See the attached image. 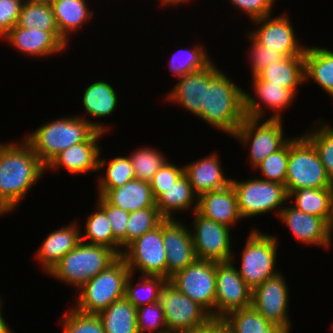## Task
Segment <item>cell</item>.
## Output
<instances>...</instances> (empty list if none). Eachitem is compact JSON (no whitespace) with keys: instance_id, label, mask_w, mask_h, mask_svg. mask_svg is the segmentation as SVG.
Instances as JSON below:
<instances>
[{"instance_id":"obj_31","label":"cell","mask_w":333,"mask_h":333,"mask_svg":"<svg viewBox=\"0 0 333 333\" xmlns=\"http://www.w3.org/2000/svg\"><path fill=\"white\" fill-rule=\"evenodd\" d=\"M288 199L293 206L314 216L323 218L328 224L332 219L333 188H304L292 191Z\"/></svg>"},{"instance_id":"obj_54","label":"cell","mask_w":333,"mask_h":333,"mask_svg":"<svg viewBox=\"0 0 333 333\" xmlns=\"http://www.w3.org/2000/svg\"><path fill=\"white\" fill-rule=\"evenodd\" d=\"M329 226H330L331 234H332V236H333V205H332V219H331V221H330Z\"/></svg>"},{"instance_id":"obj_13","label":"cell","mask_w":333,"mask_h":333,"mask_svg":"<svg viewBox=\"0 0 333 333\" xmlns=\"http://www.w3.org/2000/svg\"><path fill=\"white\" fill-rule=\"evenodd\" d=\"M192 215L193 230L190 229V232L197 258L215 262L231 261L235 253L231 249L230 227L206 218L197 211Z\"/></svg>"},{"instance_id":"obj_56","label":"cell","mask_w":333,"mask_h":333,"mask_svg":"<svg viewBox=\"0 0 333 333\" xmlns=\"http://www.w3.org/2000/svg\"><path fill=\"white\" fill-rule=\"evenodd\" d=\"M181 333H204V327H202L200 330L198 331H193V332H181Z\"/></svg>"},{"instance_id":"obj_1","label":"cell","mask_w":333,"mask_h":333,"mask_svg":"<svg viewBox=\"0 0 333 333\" xmlns=\"http://www.w3.org/2000/svg\"><path fill=\"white\" fill-rule=\"evenodd\" d=\"M46 166L23 138L0 144V216L10 214L37 184Z\"/></svg>"},{"instance_id":"obj_39","label":"cell","mask_w":333,"mask_h":333,"mask_svg":"<svg viewBox=\"0 0 333 333\" xmlns=\"http://www.w3.org/2000/svg\"><path fill=\"white\" fill-rule=\"evenodd\" d=\"M222 319L233 333H264L273 325L252 306L232 311Z\"/></svg>"},{"instance_id":"obj_23","label":"cell","mask_w":333,"mask_h":333,"mask_svg":"<svg viewBox=\"0 0 333 333\" xmlns=\"http://www.w3.org/2000/svg\"><path fill=\"white\" fill-rule=\"evenodd\" d=\"M75 222L50 232L38 248L35 257L47 275L63 256L81 242L80 227Z\"/></svg>"},{"instance_id":"obj_38","label":"cell","mask_w":333,"mask_h":333,"mask_svg":"<svg viewBox=\"0 0 333 333\" xmlns=\"http://www.w3.org/2000/svg\"><path fill=\"white\" fill-rule=\"evenodd\" d=\"M93 211L84 224V234L81 231V241L93 245H101L113 249V233L110 221L105 211L96 203ZM87 240V241H86Z\"/></svg>"},{"instance_id":"obj_16","label":"cell","mask_w":333,"mask_h":333,"mask_svg":"<svg viewBox=\"0 0 333 333\" xmlns=\"http://www.w3.org/2000/svg\"><path fill=\"white\" fill-rule=\"evenodd\" d=\"M285 277L280 273L265 280L252 290V307L272 324L291 331L288 315L289 291Z\"/></svg>"},{"instance_id":"obj_34","label":"cell","mask_w":333,"mask_h":333,"mask_svg":"<svg viewBox=\"0 0 333 333\" xmlns=\"http://www.w3.org/2000/svg\"><path fill=\"white\" fill-rule=\"evenodd\" d=\"M133 275L130 273L127 278L124 297L136 308L158 302L160 292L168 279L159 275H141L143 279L135 285L132 281Z\"/></svg>"},{"instance_id":"obj_42","label":"cell","mask_w":333,"mask_h":333,"mask_svg":"<svg viewBox=\"0 0 333 333\" xmlns=\"http://www.w3.org/2000/svg\"><path fill=\"white\" fill-rule=\"evenodd\" d=\"M97 204L105 211L113 233V250L120 256L126 248L127 222L130 213L111 205L103 196L98 195Z\"/></svg>"},{"instance_id":"obj_4","label":"cell","mask_w":333,"mask_h":333,"mask_svg":"<svg viewBox=\"0 0 333 333\" xmlns=\"http://www.w3.org/2000/svg\"><path fill=\"white\" fill-rule=\"evenodd\" d=\"M119 257L120 255L113 249L81 241L61 258L49 275L79 290Z\"/></svg>"},{"instance_id":"obj_40","label":"cell","mask_w":333,"mask_h":333,"mask_svg":"<svg viewBox=\"0 0 333 333\" xmlns=\"http://www.w3.org/2000/svg\"><path fill=\"white\" fill-rule=\"evenodd\" d=\"M135 173V178L150 182L154 174L167 161L159 150L150 147H140L128 155Z\"/></svg>"},{"instance_id":"obj_48","label":"cell","mask_w":333,"mask_h":333,"mask_svg":"<svg viewBox=\"0 0 333 333\" xmlns=\"http://www.w3.org/2000/svg\"><path fill=\"white\" fill-rule=\"evenodd\" d=\"M184 174V166L175 165L169 160L154 174L150 188L155 200Z\"/></svg>"},{"instance_id":"obj_36","label":"cell","mask_w":333,"mask_h":333,"mask_svg":"<svg viewBox=\"0 0 333 333\" xmlns=\"http://www.w3.org/2000/svg\"><path fill=\"white\" fill-rule=\"evenodd\" d=\"M106 160V158L99 156L98 170L100 171L106 166L107 168L104 170L106 174H101L100 179H97V188H118L135 179L134 169L129 156L113 157L109 163Z\"/></svg>"},{"instance_id":"obj_11","label":"cell","mask_w":333,"mask_h":333,"mask_svg":"<svg viewBox=\"0 0 333 333\" xmlns=\"http://www.w3.org/2000/svg\"><path fill=\"white\" fill-rule=\"evenodd\" d=\"M159 302L165 313L168 333L198 331L212 320L202 306L179 292L169 282L161 290Z\"/></svg>"},{"instance_id":"obj_37","label":"cell","mask_w":333,"mask_h":333,"mask_svg":"<svg viewBox=\"0 0 333 333\" xmlns=\"http://www.w3.org/2000/svg\"><path fill=\"white\" fill-rule=\"evenodd\" d=\"M204 45H195L191 49L180 48L172 54L169 61V69L171 74L179 78L183 75L189 74L206 68L212 60L208 56ZM185 57V58H184Z\"/></svg>"},{"instance_id":"obj_45","label":"cell","mask_w":333,"mask_h":333,"mask_svg":"<svg viewBox=\"0 0 333 333\" xmlns=\"http://www.w3.org/2000/svg\"><path fill=\"white\" fill-rule=\"evenodd\" d=\"M289 157V141L278 151L271 153L254 169H259L264 178L259 179L285 185Z\"/></svg>"},{"instance_id":"obj_8","label":"cell","mask_w":333,"mask_h":333,"mask_svg":"<svg viewBox=\"0 0 333 333\" xmlns=\"http://www.w3.org/2000/svg\"><path fill=\"white\" fill-rule=\"evenodd\" d=\"M235 190L238 209L242 219L275 211L277 218L285 203L289 201L285 185L259 178L236 181L231 179ZM277 211H276V210Z\"/></svg>"},{"instance_id":"obj_26","label":"cell","mask_w":333,"mask_h":333,"mask_svg":"<svg viewBox=\"0 0 333 333\" xmlns=\"http://www.w3.org/2000/svg\"><path fill=\"white\" fill-rule=\"evenodd\" d=\"M97 192L111 205L129 213L148 207H156L150 183L136 178L118 188H98Z\"/></svg>"},{"instance_id":"obj_25","label":"cell","mask_w":333,"mask_h":333,"mask_svg":"<svg viewBox=\"0 0 333 333\" xmlns=\"http://www.w3.org/2000/svg\"><path fill=\"white\" fill-rule=\"evenodd\" d=\"M179 78L164 100L179 104L193 115L198 116L204 104L205 87L209 84V65Z\"/></svg>"},{"instance_id":"obj_20","label":"cell","mask_w":333,"mask_h":333,"mask_svg":"<svg viewBox=\"0 0 333 333\" xmlns=\"http://www.w3.org/2000/svg\"><path fill=\"white\" fill-rule=\"evenodd\" d=\"M278 218L302 244L331 247L333 237L330 226L323 218L307 214L292 204L284 206Z\"/></svg>"},{"instance_id":"obj_35","label":"cell","mask_w":333,"mask_h":333,"mask_svg":"<svg viewBox=\"0 0 333 333\" xmlns=\"http://www.w3.org/2000/svg\"><path fill=\"white\" fill-rule=\"evenodd\" d=\"M17 25L26 29L59 31L50 3L24 0Z\"/></svg>"},{"instance_id":"obj_51","label":"cell","mask_w":333,"mask_h":333,"mask_svg":"<svg viewBox=\"0 0 333 333\" xmlns=\"http://www.w3.org/2000/svg\"><path fill=\"white\" fill-rule=\"evenodd\" d=\"M0 298V333H13L12 330L9 328L8 323L4 319V316L2 315V305L3 303L1 302ZM15 333V332H14Z\"/></svg>"},{"instance_id":"obj_29","label":"cell","mask_w":333,"mask_h":333,"mask_svg":"<svg viewBox=\"0 0 333 333\" xmlns=\"http://www.w3.org/2000/svg\"><path fill=\"white\" fill-rule=\"evenodd\" d=\"M256 76L261 81L290 89L296 95L298 86L305 82L304 56L285 57L277 63L268 65Z\"/></svg>"},{"instance_id":"obj_33","label":"cell","mask_w":333,"mask_h":333,"mask_svg":"<svg viewBox=\"0 0 333 333\" xmlns=\"http://www.w3.org/2000/svg\"><path fill=\"white\" fill-rule=\"evenodd\" d=\"M105 333H138L137 308L125 297L98 314Z\"/></svg>"},{"instance_id":"obj_27","label":"cell","mask_w":333,"mask_h":333,"mask_svg":"<svg viewBox=\"0 0 333 333\" xmlns=\"http://www.w3.org/2000/svg\"><path fill=\"white\" fill-rule=\"evenodd\" d=\"M305 83L314 81L333 98V51L325 47L307 46L304 52Z\"/></svg>"},{"instance_id":"obj_7","label":"cell","mask_w":333,"mask_h":333,"mask_svg":"<svg viewBox=\"0 0 333 333\" xmlns=\"http://www.w3.org/2000/svg\"><path fill=\"white\" fill-rule=\"evenodd\" d=\"M267 234L253 228L241 254L240 269L237 270L252 290L279 273L275 267L278 237Z\"/></svg>"},{"instance_id":"obj_3","label":"cell","mask_w":333,"mask_h":333,"mask_svg":"<svg viewBox=\"0 0 333 333\" xmlns=\"http://www.w3.org/2000/svg\"><path fill=\"white\" fill-rule=\"evenodd\" d=\"M108 129L105 123H97L75 114L47 122L23 138L47 166L61 151L87 141L96 131L106 133Z\"/></svg>"},{"instance_id":"obj_10","label":"cell","mask_w":333,"mask_h":333,"mask_svg":"<svg viewBox=\"0 0 333 333\" xmlns=\"http://www.w3.org/2000/svg\"><path fill=\"white\" fill-rule=\"evenodd\" d=\"M168 282L202 306L215 319L216 262L197 259L176 272Z\"/></svg>"},{"instance_id":"obj_41","label":"cell","mask_w":333,"mask_h":333,"mask_svg":"<svg viewBox=\"0 0 333 333\" xmlns=\"http://www.w3.org/2000/svg\"><path fill=\"white\" fill-rule=\"evenodd\" d=\"M318 127H313L314 131H307L302 135L314 146L319 158L325 167L327 175L333 182V127L322 121ZM321 127H320V126ZM316 128V129H314Z\"/></svg>"},{"instance_id":"obj_49","label":"cell","mask_w":333,"mask_h":333,"mask_svg":"<svg viewBox=\"0 0 333 333\" xmlns=\"http://www.w3.org/2000/svg\"><path fill=\"white\" fill-rule=\"evenodd\" d=\"M24 0H0V38L17 23Z\"/></svg>"},{"instance_id":"obj_5","label":"cell","mask_w":333,"mask_h":333,"mask_svg":"<svg viewBox=\"0 0 333 333\" xmlns=\"http://www.w3.org/2000/svg\"><path fill=\"white\" fill-rule=\"evenodd\" d=\"M130 273L125 260L120 256L77 291L74 308L86 314L98 315L113 302L124 297Z\"/></svg>"},{"instance_id":"obj_53","label":"cell","mask_w":333,"mask_h":333,"mask_svg":"<svg viewBox=\"0 0 333 333\" xmlns=\"http://www.w3.org/2000/svg\"><path fill=\"white\" fill-rule=\"evenodd\" d=\"M159 2H161V5L165 6V5H168V6H172V5H180V4H184V3H189V0H158ZM170 4V5H169Z\"/></svg>"},{"instance_id":"obj_30","label":"cell","mask_w":333,"mask_h":333,"mask_svg":"<svg viewBox=\"0 0 333 333\" xmlns=\"http://www.w3.org/2000/svg\"><path fill=\"white\" fill-rule=\"evenodd\" d=\"M60 34L69 42V36L93 17L86 0H54L50 3ZM85 22V23H84Z\"/></svg>"},{"instance_id":"obj_17","label":"cell","mask_w":333,"mask_h":333,"mask_svg":"<svg viewBox=\"0 0 333 333\" xmlns=\"http://www.w3.org/2000/svg\"><path fill=\"white\" fill-rule=\"evenodd\" d=\"M6 39V40H5ZM7 44L26 56L48 57L63 52L69 42L60 31L26 29L17 24L2 38Z\"/></svg>"},{"instance_id":"obj_12","label":"cell","mask_w":333,"mask_h":333,"mask_svg":"<svg viewBox=\"0 0 333 333\" xmlns=\"http://www.w3.org/2000/svg\"><path fill=\"white\" fill-rule=\"evenodd\" d=\"M121 257L133 274L138 269L141 275H159L167 279L163 221L130 243L123 250Z\"/></svg>"},{"instance_id":"obj_9","label":"cell","mask_w":333,"mask_h":333,"mask_svg":"<svg viewBox=\"0 0 333 333\" xmlns=\"http://www.w3.org/2000/svg\"><path fill=\"white\" fill-rule=\"evenodd\" d=\"M282 120L266 118L264 121L261 118L246 116L232 136L243 144L242 146H250L249 161L252 168H255L271 153L281 149L291 139V137L285 138Z\"/></svg>"},{"instance_id":"obj_19","label":"cell","mask_w":333,"mask_h":333,"mask_svg":"<svg viewBox=\"0 0 333 333\" xmlns=\"http://www.w3.org/2000/svg\"><path fill=\"white\" fill-rule=\"evenodd\" d=\"M252 78L253 91L257 97L245 92L246 116L263 119L266 118L264 117L266 112L272 109L275 112L268 118L283 119L281 116L282 110L284 111L293 103L296 95L290 89L283 88L281 85L261 81L257 76H252Z\"/></svg>"},{"instance_id":"obj_50","label":"cell","mask_w":333,"mask_h":333,"mask_svg":"<svg viewBox=\"0 0 333 333\" xmlns=\"http://www.w3.org/2000/svg\"><path fill=\"white\" fill-rule=\"evenodd\" d=\"M277 0H230L239 11H243L252 21L271 15L274 3Z\"/></svg>"},{"instance_id":"obj_44","label":"cell","mask_w":333,"mask_h":333,"mask_svg":"<svg viewBox=\"0 0 333 333\" xmlns=\"http://www.w3.org/2000/svg\"><path fill=\"white\" fill-rule=\"evenodd\" d=\"M63 333H105L101 319L96 314H86L74 307L61 318Z\"/></svg>"},{"instance_id":"obj_43","label":"cell","mask_w":333,"mask_h":333,"mask_svg":"<svg viewBox=\"0 0 333 333\" xmlns=\"http://www.w3.org/2000/svg\"><path fill=\"white\" fill-rule=\"evenodd\" d=\"M163 220L157 207L130 212L127 222L126 247L144 233L156 228Z\"/></svg>"},{"instance_id":"obj_21","label":"cell","mask_w":333,"mask_h":333,"mask_svg":"<svg viewBox=\"0 0 333 333\" xmlns=\"http://www.w3.org/2000/svg\"><path fill=\"white\" fill-rule=\"evenodd\" d=\"M106 133L96 131L87 141L73 145L59 154L46 166V170H57L61 167L72 174H88L97 172L101 147L99 140Z\"/></svg>"},{"instance_id":"obj_18","label":"cell","mask_w":333,"mask_h":333,"mask_svg":"<svg viewBox=\"0 0 333 333\" xmlns=\"http://www.w3.org/2000/svg\"><path fill=\"white\" fill-rule=\"evenodd\" d=\"M180 219L163 220V242L166 250L167 279L185 269L198 258L193 245L190 228Z\"/></svg>"},{"instance_id":"obj_24","label":"cell","mask_w":333,"mask_h":333,"mask_svg":"<svg viewBox=\"0 0 333 333\" xmlns=\"http://www.w3.org/2000/svg\"><path fill=\"white\" fill-rule=\"evenodd\" d=\"M219 154L209 156L184 165V174L189 179L193 192L200 196L203 193L219 190L231 184V178L224 176Z\"/></svg>"},{"instance_id":"obj_6","label":"cell","mask_w":333,"mask_h":333,"mask_svg":"<svg viewBox=\"0 0 333 333\" xmlns=\"http://www.w3.org/2000/svg\"><path fill=\"white\" fill-rule=\"evenodd\" d=\"M285 187L288 195L304 188H333L316 149L303 135L289 140Z\"/></svg>"},{"instance_id":"obj_22","label":"cell","mask_w":333,"mask_h":333,"mask_svg":"<svg viewBox=\"0 0 333 333\" xmlns=\"http://www.w3.org/2000/svg\"><path fill=\"white\" fill-rule=\"evenodd\" d=\"M200 215L231 228L242 220L237 196L232 185L206 192L198 196L197 210Z\"/></svg>"},{"instance_id":"obj_55","label":"cell","mask_w":333,"mask_h":333,"mask_svg":"<svg viewBox=\"0 0 333 333\" xmlns=\"http://www.w3.org/2000/svg\"><path fill=\"white\" fill-rule=\"evenodd\" d=\"M28 1H32V2H47V3H51L54 0H28Z\"/></svg>"},{"instance_id":"obj_32","label":"cell","mask_w":333,"mask_h":333,"mask_svg":"<svg viewBox=\"0 0 333 333\" xmlns=\"http://www.w3.org/2000/svg\"><path fill=\"white\" fill-rule=\"evenodd\" d=\"M117 91L111 84L98 80L85 88L83 92V107L85 115L94 117H108L118 106Z\"/></svg>"},{"instance_id":"obj_47","label":"cell","mask_w":333,"mask_h":333,"mask_svg":"<svg viewBox=\"0 0 333 333\" xmlns=\"http://www.w3.org/2000/svg\"><path fill=\"white\" fill-rule=\"evenodd\" d=\"M246 35L251 42V48L248 54L251 65V76H256L266 68L268 65L277 63L283 60L285 56L282 53L275 52V50L267 49L266 46L261 45L250 33Z\"/></svg>"},{"instance_id":"obj_15","label":"cell","mask_w":333,"mask_h":333,"mask_svg":"<svg viewBox=\"0 0 333 333\" xmlns=\"http://www.w3.org/2000/svg\"><path fill=\"white\" fill-rule=\"evenodd\" d=\"M272 15L265 16L251 21L256 24V29L249 33L267 49L282 53L285 57L304 56L306 45L298 41L295 28L291 25L290 17L280 14L271 18Z\"/></svg>"},{"instance_id":"obj_52","label":"cell","mask_w":333,"mask_h":333,"mask_svg":"<svg viewBox=\"0 0 333 333\" xmlns=\"http://www.w3.org/2000/svg\"><path fill=\"white\" fill-rule=\"evenodd\" d=\"M264 333H290V331L280 325L273 324L269 329L264 331Z\"/></svg>"},{"instance_id":"obj_2","label":"cell","mask_w":333,"mask_h":333,"mask_svg":"<svg viewBox=\"0 0 333 333\" xmlns=\"http://www.w3.org/2000/svg\"><path fill=\"white\" fill-rule=\"evenodd\" d=\"M225 74L215 63L209 64V84L197 117L232 137L246 118L245 90Z\"/></svg>"},{"instance_id":"obj_28","label":"cell","mask_w":333,"mask_h":333,"mask_svg":"<svg viewBox=\"0 0 333 333\" xmlns=\"http://www.w3.org/2000/svg\"><path fill=\"white\" fill-rule=\"evenodd\" d=\"M197 201L198 196L193 192L187 176L183 174L156 199V207L164 219H176L175 212L187 211L193 207L191 210L196 211Z\"/></svg>"},{"instance_id":"obj_46","label":"cell","mask_w":333,"mask_h":333,"mask_svg":"<svg viewBox=\"0 0 333 333\" xmlns=\"http://www.w3.org/2000/svg\"><path fill=\"white\" fill-rule=\"evenodd\" d=\"M136 320L138 333H168L165 313L159 301L137 308Z\"/></svg>"},{"instance_id":"obj_14","label":"cell","mask_w":333,"mask_h":333,"mask_svg":"<svg viewBox=\"0 0 333 333\" xmlns=\"http://www.w3.org/2000/svg\"><path fill=\"white\" fill-rule=\"evenodd\" d=\"M235 258L228 262H216L215 319L252 305V289L244 282L234 265Z\"/></svg>"}]
</instances>
